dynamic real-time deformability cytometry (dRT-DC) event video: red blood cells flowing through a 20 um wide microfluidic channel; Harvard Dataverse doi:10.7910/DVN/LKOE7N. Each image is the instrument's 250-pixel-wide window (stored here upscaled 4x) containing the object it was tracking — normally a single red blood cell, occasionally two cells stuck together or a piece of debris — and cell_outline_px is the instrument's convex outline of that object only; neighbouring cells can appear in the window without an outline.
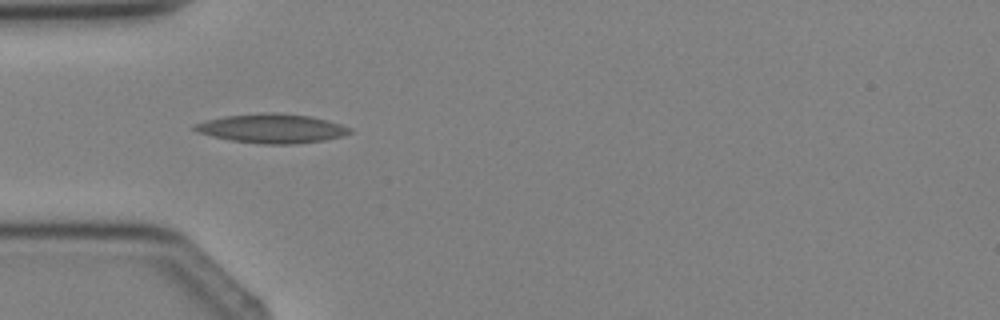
{"species": "Egyptian fruit bat (a non-hibernating species)", "species_latin": "Rousettus aegyptiacus", "temperature_condition": "cold", "stored_images_in_passage": 1, "camera_frame_rate_fps": 3000, "um_per_image_px": 0.085, "animal": {"sex": "female"}, "frame": {"image": 1, "passage_image": 1, "time_ms": 0.0, "image_size_px": [1000, 320], "cell_outline_px": [[352, 132], [344, 136], [324, 140], [296, 144], [264, 144], [232, 140], [212, 136], [196, 132], [192, 128], [192, 124], [224, 116], [260, 112], [280, 112], [308, 116], [328, 120], [352, 128]], "centroid_in_image_um": [23.12, 10.91], "position_along_channel_um": 61.9, "area_um2": 26.53}}